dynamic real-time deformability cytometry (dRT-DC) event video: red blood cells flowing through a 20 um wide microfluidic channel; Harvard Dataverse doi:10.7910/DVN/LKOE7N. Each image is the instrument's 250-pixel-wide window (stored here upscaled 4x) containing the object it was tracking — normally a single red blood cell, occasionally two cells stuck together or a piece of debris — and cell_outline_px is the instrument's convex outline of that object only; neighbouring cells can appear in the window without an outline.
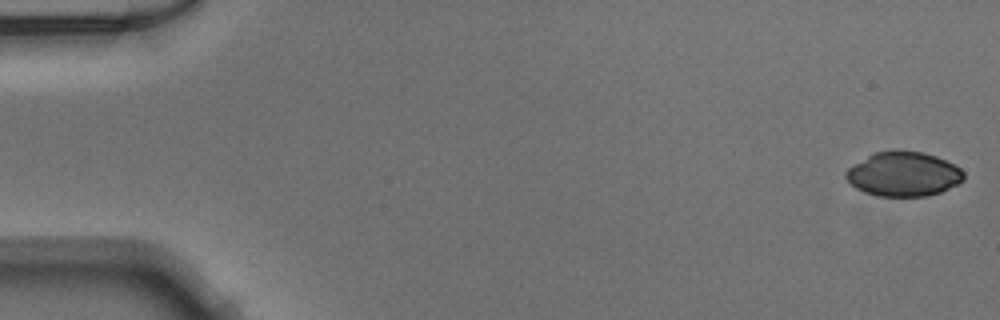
{"species": "Egyptian fruit bat (a non-hibernating species)", "species_latin": "Rousettus aegyptiacus", "temperature_condition": "warm", "stored_images_in_passage": 50, "camera_frame_rate_fps": 3000, "um_per_image_px": 0.085, "animal": {"sex": "male"}, "frame": {"image": 1, "passage_image": 1, "time_ms": 0.0, "image_size_px": [1000, 320], "cell_outline_px": [[964, 180], [940, 192], [924, 196], [880, 196], [864, 192], [856, 188], [844, 176], [844, 172], [848, 168], [868, 156], [876, 152], [896, 148], [924, 152], [936, 156], [960, 168], [964, 172]], "centroid_in_image_um": [76.78, 14.77], "position_along_channel_um": 8.2, "area_um2": 30.58}}
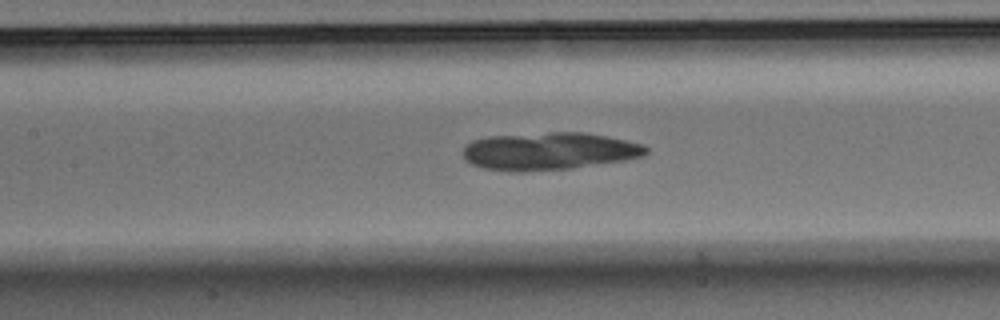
{"frame": {"image": 2, "passage_image": 23, "time_ms": 7.333, "image_size_px": [1000, 320], "cell_outline_px": [[648, 152], [644, 156], [624, 160], [572, 168], [524, 172], [508, 172], [484, 168], [472, 164], [464, 160], [464, 144], [472, 140], [488, 136], [552, 132], [584, 132], [608, 136], [644, 144], [648, 148]], "centroid_in_image_um": [46.66, 12.85], "position_along_channel_um": 160.7, "area_um2": 40.46}}
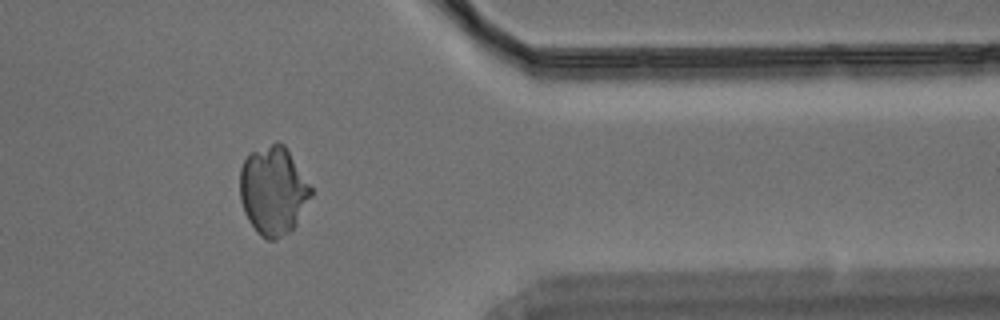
{"frame": {"image": 3, "passage_image": 41, "time_ms": 13.333, "image_size_px": [1000, 320], "cell_outline_px": [[312, 196], [296, 224], [288, 232], [276, 240], [268, 240], [260, 236], [248, 220], [244, 212], [240, 200], [240, 168], [248, 152], [276, 140], [284, 144], [312, 188]], "centroid_in_image_um": [23.2, 16.18], "position_along_channel_um": 388.2, "area_um2": 36.93}}